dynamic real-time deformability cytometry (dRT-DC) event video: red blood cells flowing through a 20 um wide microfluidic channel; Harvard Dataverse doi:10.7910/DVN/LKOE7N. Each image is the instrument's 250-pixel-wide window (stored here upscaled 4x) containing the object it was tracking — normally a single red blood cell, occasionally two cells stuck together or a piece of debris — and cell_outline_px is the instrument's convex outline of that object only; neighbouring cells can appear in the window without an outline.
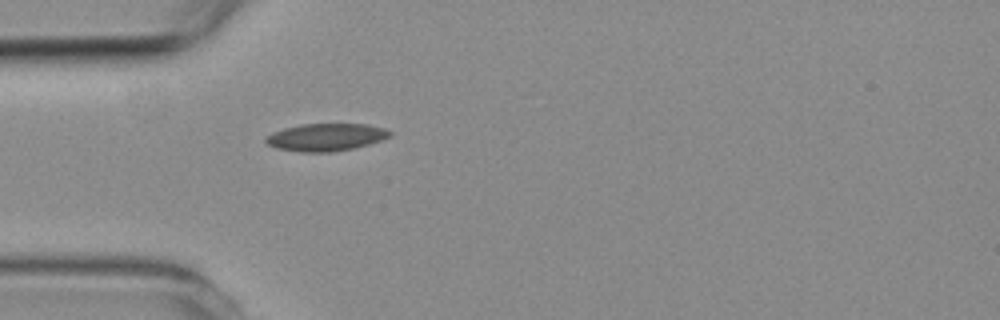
{"species": "common noctule bat (a hibernating species)", "species_latin": "Nyctalus noctula", "temperature_condition": "room temperature", "stored_images_in_passage": 4, "camera_frame_rate_fps": 3000, "um_per_image_px": 0.085, "animal": {"sex": "female", "body_mass_g": 19.3, "forearm_length_mm": 54.1}, "frame": {"image": 1, "passage_image": 4, "time_ms": 4.333, "image_size_px": [1000, 320], "cell_outline_px": [[392, 132], [388, 136], [380, 140], [356, 148], [332, 152], [300, 152], [276, 148], [268, 144], [264, 140], [272, 132], [284, 128], [300, 124], [364, 124], [384, 128]], "centroid_in_image_um": [27.67, 11.66], "position_along_channel_um": 57.3, "area_um2": 19.77}}